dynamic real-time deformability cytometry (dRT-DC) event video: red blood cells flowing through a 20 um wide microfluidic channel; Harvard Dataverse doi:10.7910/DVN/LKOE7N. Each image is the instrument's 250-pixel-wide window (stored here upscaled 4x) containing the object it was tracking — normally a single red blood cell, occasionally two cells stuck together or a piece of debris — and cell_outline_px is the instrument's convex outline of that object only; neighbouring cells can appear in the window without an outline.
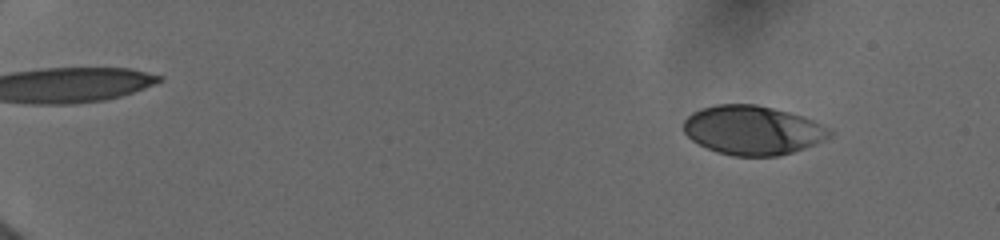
{"species": "human", "species_latin": "Homo sapiens", "temperature_condition": "cold", "stored_images_in_passage": 12, "camera_frame_rate_fps": 3000, "um_per_image_px": 0.085, "donor": {"sex": "female"}, "frame": {"image": 1, "passage_image": 5, "time_ms": 1.667, "image_size_px": [1000, 240], "cell_outline_px": [[832, 136], [824, 140], [804, 148], [792, 152], [776, 156], [732, 156], [716, 152], [692, 140], [684, 132], [684, 120], [692, 112], [700, 108], [716, 104], [756, 104], [804, 116], [820, 124], [832, 132]], "centroid_in_image_um": [63.95, 11.06], "position_along_channel_um": 21.0, "area_um2": 41.67}}
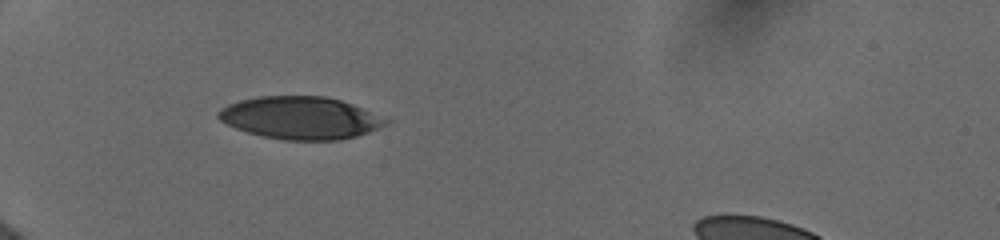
{"frame": {"image": 2, "passage_image": 11, "time_ms": 6.0, "image_size_px": [1000, 240], "cell_outline_px": [[392, 120], [388, 124], [368, 132], [356, 136], [340, 140], [284, 140], [264, 136], [248, 132], [236, 128], [220, 120], [216, 116], [216, 112], [220, 108], [228, 104], [240, 100], [260, 96], [324, 96], [340, 100], [352, 104]], "centroid_in_image_um": [25.54, 10.02], "position_along_channel_um": 59.5, "area_um2": 41.44}}